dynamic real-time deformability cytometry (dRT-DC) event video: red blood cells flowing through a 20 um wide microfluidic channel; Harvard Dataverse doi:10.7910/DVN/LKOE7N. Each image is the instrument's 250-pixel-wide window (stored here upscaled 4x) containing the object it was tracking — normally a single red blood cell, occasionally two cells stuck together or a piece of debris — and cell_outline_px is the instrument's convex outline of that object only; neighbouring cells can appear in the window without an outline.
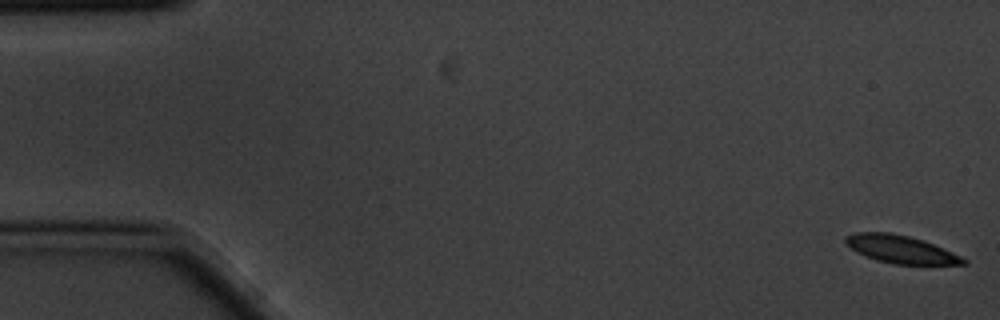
{"species": "common noctule bat (a hibernating species)", "species_latin": "Nyctalus noctula", "temperature_condition": "cold", "stored_images_in_passage": 6, "camera_frame_rate_fps": 3000, "um_per_image_px": 0.085, "animal": {"sex": "male", "body_mass_g": 20.1, "forearm_length_mm": 53.5}, "frame": {"image": 1, "passage_image": 1, "time_ms": 0.0, "image_size_px": [1000, 320], "cell_outline_px": [[968, 264], [896, 264], [876, 260], [856, 252], [844, 240], [844, 236], [856, 232], [892, 232], [908, 236], [932, 244], [960, 256], [968, 260]], "centroid_in_image_um": [76.53, 21.18], "position_along_channel_um": 8.5, "area_um2": 18.73}}
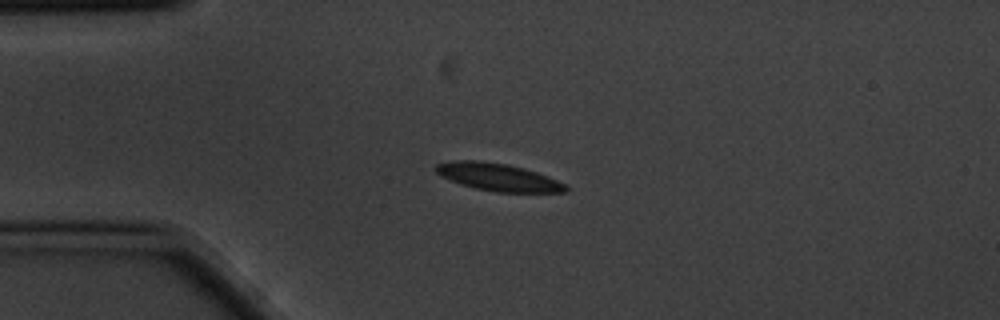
{"frame": {"image": 2, "passage_image": 5, "time_ms": 1.333, "image_size_px": [1000, 320], "cell_outline_px": [[568, 192], [496, 192], [476, 188], [460, 184], [440, 176], [432, 168], [436, 164], [456, 160], [476, 160], [508, 164], [524, 168], [548, 176], [564, 184], [568, 188]], "centroid_in_image_um": [42.3, 15.05], "position_along_channel_um": 42.7, "area_um2": 20.81}}